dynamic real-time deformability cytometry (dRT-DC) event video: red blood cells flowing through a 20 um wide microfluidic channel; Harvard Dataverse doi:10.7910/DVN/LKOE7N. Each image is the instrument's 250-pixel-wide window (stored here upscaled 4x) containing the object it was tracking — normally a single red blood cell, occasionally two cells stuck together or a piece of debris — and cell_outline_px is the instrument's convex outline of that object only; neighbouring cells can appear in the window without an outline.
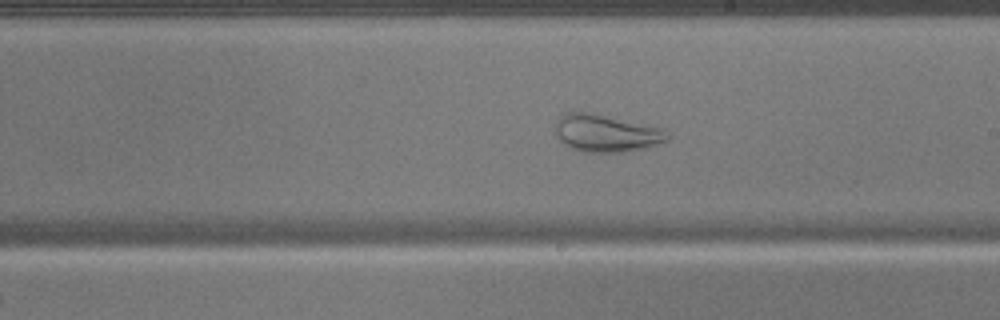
{"species": "common noctule bat (a hibernating species)", "species_latin": "Nyctalus noctula", "temperature_condition": "warm", "stored_images_in_passage": 51, "camera_frame_rate_fps": 3000, "um_per_image_px": 0.085, "animal": {"sex": "male", "body_mass_g": 17.9}, "frame": {"image": 1, "passage_image": 30, "time_ms": 9.667, "image_size_px": [1000, 320], "cell_outline_px": [[672, 136], [668, 140], [644, 148], [620, 152], [584, 152], [572, 148], [564, 144], [560, 140], [556, 132], [556, 124], [560, 116], [568, 112], [592, 112], [664, 128]], "centroid_in_image_um": [51.57, 11.31], "position_along_channel_um": 237.4, "area_um2": 24.45}}